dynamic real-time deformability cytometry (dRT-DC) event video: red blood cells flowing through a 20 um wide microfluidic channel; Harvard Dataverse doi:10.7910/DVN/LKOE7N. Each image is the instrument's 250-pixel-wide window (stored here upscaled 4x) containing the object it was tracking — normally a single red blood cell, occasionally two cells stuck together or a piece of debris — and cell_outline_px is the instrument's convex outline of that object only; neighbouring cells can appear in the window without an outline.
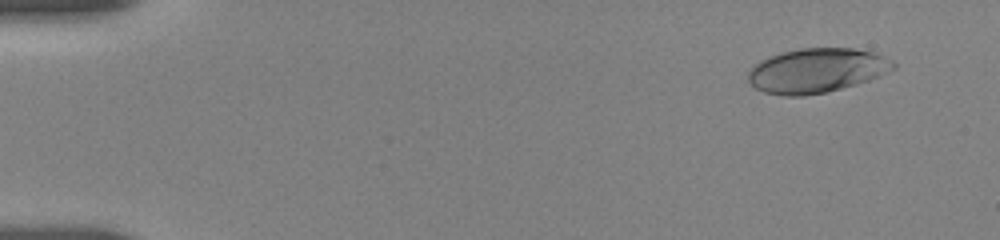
{"species": "human", "species_latin": "Homo sapiens", "temperature_condition": "room temperature", "stored_images_in_passage": 52, "camera_frame_rate_fps": 3000, "um_per_image_px": 0.085, "donor": {"sex": "female"}, "frame": {"image": 1, "passage_image": 3, "time_ms": 1.0, "image_size_px": [1000, 240], "cell_outline_px": [[896, 68], [868, 80], [856, 84], [828, 92], [804, 96], [784, 96], [764, 92], [756, 88], [748, 80], [748, 72], [760, 60], [768, 56], [800, 48], [852, 48], [876, 52], [892, 60], [896, 64]], "centroid_in_image_um": [69.43, 5.99], "position_along_channel_um": 15.6, "area_um2": 37.63}}
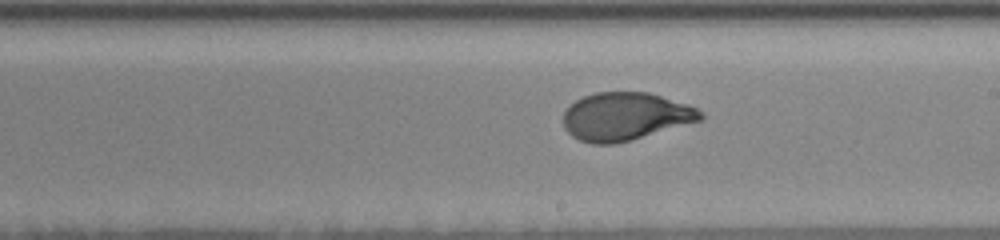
{"frame": {"image": 2, "passage_image": 25, "time_ms": 10.333, "image_size_px": [1000, 240], "cell_outline_px": [[704, 120], [628, 140], [612, 144], [592, 144], [580, 140], [572, 136], [564, 128], [564, 112], [576, 100], [584, 96], [596, 92], [648, 92], [688, 104], [704, 112]], "centroid_in_image_um": [53.18, 9.89], "position_along_channel_um": 235.8, "area_um2": 38.15}}
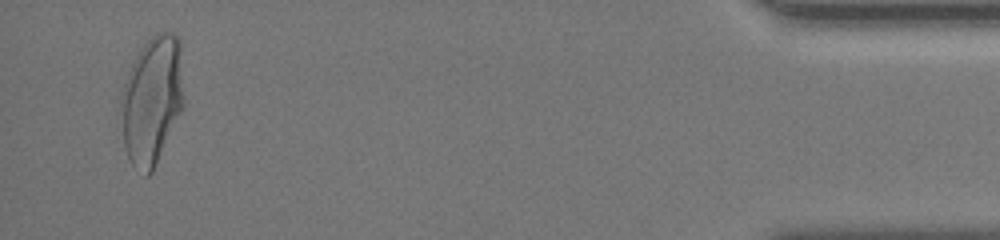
{"frame": {"image": 3, "passage_image": 51, "time_ms": 17.333, "image_size_px": [1000, 240], "cell_outline_px": [[184, 104], [152, 172], [148, 176], [144, 176], [132, 164], [128, 156], [124, 144], [120, 100], [124, 84], [128, 72], [140, 48], [152, 36], [160, 32], [172, 32], [180, 40], [184, 100]], "centroid_in_image_um": [12.92, 8.49], "position_along_channel_um": 422.3, "area_um2": 46.64}, "authors_computed_cell_mechanics": {"area_um2": 38.4948, "velocity_mm_per_s": 3.6625, "shape_relaxation_time_tau1_ms": 4.6425, "shape_relaxation_time_tau2_ms": null, "deformation_change_tau1": 0.1929, "deformation_change_tau2": null}}